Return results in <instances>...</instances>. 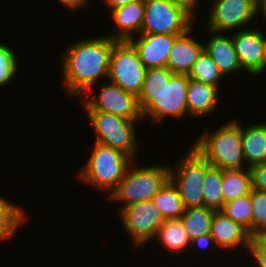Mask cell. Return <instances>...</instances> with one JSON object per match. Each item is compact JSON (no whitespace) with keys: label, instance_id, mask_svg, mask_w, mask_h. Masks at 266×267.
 <instances>
[{"label":"cell","instance_id":"cell-1","mask_svg":"<svg viewBox=\"0 0 266 267\" xmlns=\"http://www.w3.org/2000/svg\"><path fill=\"white\" fill-rule=\"evenodd\" d=\"M116 42L105 34L70 44L60 57L67 96L92 92L99 78L108 77L111 52Z\"/></svg>","mask_w":266,"mask_h":267},{"label":"cell","instance_id":"cell-2","mask_svg":"<svg viewBox=\"0 0 266 267\" xmlns=\"http://www.w3.org/2000/svg\"><path fill=\"white\" fill-rule=\"evenodd\" d=\"M187 74H174L167 67L149 68L138 96L143 118L161 122L165 117L182 118L188 114Z\"/></svg>","mask_w":266,"mask_h":267},{"label":"cell","instance_id":"cell-3","mask_svg":"<svg viewBox=\"0 0 266 267\" xmlns=\"http://www.w3.org/2000/svg\"><path fill=\"white\" fill-rule=\"evenodd\" d=\"M214 131H204L192 144L210 165L222 170L249 168L243 156L241 123L230 120Z\"/></svg>","mask_w":266,"mask_h":267},{"label":"cell","instance_id":"cell-4","mask_svg":"<svg viewBox=\"0 0 266 267\" xmlns=\"http://www.w3.org/2000/svg\"><path fill=\"white\" fill-rule=\"evenodd\" d=\"M87 162L78 170V179L110 194L134 160L115 148L95 142Z\"/></svg>","mask_w":266,"mask_h":267},{"label":"cell","instance_id":"cell-5","mask_svg":"<svg viewBox=\"0 0 266 267\" xmlns=\"http://www.w3.org/2000/svg\"><path fill=\"white\" fill-rule=\"evenodd\" d=\"M134 164L136 163L133 161L117 188L110 196L107 195L108 201L121 202L122 205L118 209H123L132 203L152 200L170 179L171 166L153 164L151 166L138 167Z\"/></svg>","mask_w":266,"mask_h":267},{"label":"cell","instance_id":"cell-6","mask_svg":"<svg viewBox=\"0 0 266 267\" xmlns=\"http://www.w3.org/2000/svg\"><path fill=\"white\" fill-rule=\"evenodd\" d=\"M210 166L191 146L181 160H178L175 168H170V180L177 187L186 208L204 206L203 181Z\"/></svg>","mask_w":266,"mask_h":267},{"label":"cell","instance_id":"cell-7","mask_svg":"<svg viewBox=\"0 0 266 267\" xmlns=\"http://www.w3.org/2000/svg\"><path fill=\"white\" fill-rule=\"evenodd\" d=\"M86 113L97 134L95 142L120 150L136 162L138 143L135 125L138 121L101 111Z\"/></svg>","mask_w":266,"mask_h":267},{"label":"cell","instance_id":"cell-8","mask_svg":"<svg viewBox=\"0 0 266 267\" xmlns=\"http://www.w3.org/2000/svg\"><path fill=\"white\" fill-rule=\"evenodd\" d=\"M141 33L184 34L194 26L195 16L184 6L169 0H144Z\"/></svg>","mask_w":266,"mask_h":267},{"label":"cell","instance_id":"cell-9","mask_svg":"<svg viewBox=\"0 0 266 267\" xmlns=\"http://www.w3.org/2000/svg\"><path fill=\"white\" fill-rule=\"evenodd\" d=\"M146 71L147 68L128 41H117L114 44L110 57L108 80L138 97Z\"/></svg>","mask_w":266,"mask_h":267},{"label":"cell","instance_id":"cell-10","mask_svg":"<svg viewBox=\"0 0 266 267\" xmlns=\"http://www.w3.org/2000/svg\"><path fill=\"white\" fill-rule=\"evenodd\" d=\"M85 92L82 107L85 111H101L121 116L132 121H143L138 97L126 92L113 82L102 83L98 95ZM94 96V97H93Z\"/></svg>","mask_w":266,"mask_h":267},{"label":"cell","instance_id":"cell-11","mask_svg":"<svg viewBox=\"0 0 266 267\" xmlns=\"http://www.w3.org/2000/svg\"><path fill=\"white\" fill-rule=\"evenodd\" d=\"M119 216L126 233L138 247L154 240L165 220L152 200L127 205L119 210Z\"/></svg>","mask_w":266,"mask_h":267},{"label":"cell","instance_id":"cell-12","mask_svg":"<svg viewBox=\"0 0 266 267\" xmlns=\"http://www.w3.org/2000/svg\"><path fill=\"white\" fill-rule=\"evenodd\" d=\"M210 8L206 28L218 33L242 30L258 16L257 0H213Z\"/></svg>","mask_w":266,"mask_h":267},{"label":"cell","instance_id":"cell-13","mask_svg":"<svg viewBox=\"0 0 266 267\" xmlns=\"http://www.w3.org/2000/svg\"><path fill=\"white\" fill-rule=\"evenodd\" d=\"M234 48L245 73L260 75L265 71L264 32L256 28H243L232 34Z\"/></svg>","mask_w":266,"mask_h":267},{"label":"cell","instance_id":"cell-14","mask_svg":"<svg viewBox=\"0 0 266 267\" xmlns=\"http://www.w3.org/2000/svg\"><path fill=\"white\" fill-rule=\"evenodd\" d=\"M179 35L182 34L141 33L128 42L134 47L140 61L147 69L167 67L170 50Z\"/></svg>","mask_w":266,"mask_h":267},{"label":"cell","instance_id":"cell-15","mask_svg":"<svg viewBox=\"0 0 266 267\" xmlns=\"http://www.w3.org/2000/svg\"><path fill=\"white\" fill-rule=\"evenodd\" d=\"M209 234L214 239L215 246L220 247L221 250L226 249V251L229 249L235 251L241 247L240 250L245 248L248 252L252 238L245 227L234 222L221 211H215Z\"/></svg>","mask_w":266,"mask_h":267},{"label":"cell","instance_id":"cell-16","mask_svg":"<svg viewBox=\"0 0 266 267\" xmlns=\"http://www.w3.org/2000/svg\"><path fill=\"white\" fill-rule=\"evenodd\" d=\"M144 10V0H137L111 10V18L118 30L107 36L117 41H128L136 34L140 35L144 20Z\"/></svg>","mask_w":266,"mask_h":267},{"label":"cell","instance_id":"cell-17","mask_svg":"<svg viewBox=\"0 0 266 267\" xmlns=\"http://www.w3.org/2000/svg\"><path fill=\"white\" fill-rule=\"evenodd\" d=\"M191 30L179 35L170 50L167 60V68H169L174 74H189L193 64L197 61L201 52L204 50V44L199 43L196 39L190 36Z\"/></svg>","mask_w":266,"mask_h":267},{"label":"cell","instance_id":"cell-18","mask_svg":"<svg viewBox=\"0 0 266 267\" xmlns=\"http://www.w3.org/2000/svg\"><path fill=\"white\" fill-rule=\"evenodd\" d=\"M206 31L212 36L206 44L204 43V49L212 57L223 76L227 77L230 74L238 73L239 70L244 71L234 48L232 36L207 29Z\"/></svg>","mask_w":266,"mask_h":267},{"label":"cell","instance_id":"cell-19","mask_svg":"<svg viewBox=\"0 0 266 267\" xmlns=\"http://www.w3.org/2000/svg\"><path fill=\"white\" fill-rule=\"evenodd\" d=\"M218 92L219 88L216 86L189 79L187 88L188 117H203L218 108Z\"/></svg>","mask_w":266,"mask_h":267},{"label":"cell","instance_id":"cell-20","mask_svg":"<svg viewBox=\"0 0 266 267\" xmlns=\"http://www.w3.org/2000/svg\"><path fill=\"white\" fill-rule=\"evenodd\" d=\"M243 156L248 167L266 162V122L241 125Z\"/></svg>","mask_w":266,"mask_h":267},{"label":"cell","instance_id":"cell-21","mask_svg":"<svg viewBox=\"0 0 266 267\" xmlns=\"http://www.w3.org/2000/svg\"><path fill=\"white\" fill-rule=\"evenodd\" d=\"M156 237L172 253L180 254L190 247L191 238L187 234L181 219H166L159 227ZM181 251V252H180Z\"/></svg>","mask_w":266,"mask_h":267},{"label":"cell","instance_id":"cell-22","mask_svg":"<svg viewBox=\"0 0 266 267\" xmlns=\"http://www.w3.org/2000/svg\"><path fill=\"white\" fill-rule=\"evenodd\" d=\"M222 194L224 204L228 201L249 195L252 190L249 168L222 170Z\"/></svg>","mask_w":266,"mask_h":267},{"label":"cell","instance_id":"cell-23","mask_svg":"<svg viewBox=\"0 0 266 267\" xmlns=\"http://www.w3.org/2000/svg\"><path fill=\"white\" fill-rule=\"evenodd\" d=\"M152 202L165 220L181 218L186 209L177 187L170 179L152 198Z\"/></svg>","mask_w":266,"mask_h":267},{"label":"cell","instance_id":"cell-24","mask_svg":"<svg viewBox=\"0 0 266 267\" xmlns=\"http://www.w3.org/2000/svg\"><path fill=\"white\" fill-rule=\"evenodd\" d=\"M25 210L0 196V241L11 239L27 221Z\"/></svg>","mask_w":266,"mask_h":267},{"label":"cell","instance_id":"cell-25","mask_svg":"<svg viewBox=\"0 0 266 267\" xmlns=\"http://www.w3.org/2000/svg\"><path fill=\"white\" fill-rule=\"evenodd\" d=\"M215 210L206 206L186 208L181 216L185 231L191 239L199 234L210 233L211 221Z\"/></svg>","mask_w":266,"mask_h":267},{"label":"cell","instance_id":"cell-26","mask_svg":"<svg viewBox=\"0 0 266 267\" xmlns=\"http://www.w3.org/2000/svg\"><path fill=\"white\" fill-rule=\"evenodd\" d=\"M222 169L210 166L206 170L203 181V198L204 206L215 211H220L224 205V197L222 194Z\"/></svg>","mask_w":266,"mask_h":267},{"label":"cell","instance_id":"cell-27","mask_svg":"<svg viewBox=\"0 0 266 267\" xmlns=\"http://www.w3.org/2000/svg\"><path fill=\"white\" fill-rule=\"evenodd\" d=\"M188 77L192 80L211 84L219 88L223 74L219 71L212 57L204 49L193 64Z\"/></svg>","mask_w":266,"mask_h":267},{"label":"cell","instance_id":"cell-28","mask_svg":"<svg viewBox=\"0 0 266 267\" xmlns=\"http://www.w3.org/2000/svg\"><path fill=\"white\" fill-rule=\"evenodd\" d=\"M220 211L234 222L241 224L252 235L251 193L226 202Z\"/></svg>","mask_w":266,"mask_h":267},{"label":"cell","instance_id":"cell-29","mask_svg":"<svg viewBox=\"0 0 266 267\" xmlns=\"http://www.w3.org/2000/svg\"><path fill=\"white\" fill-rule=\"evenodd\" d=\"M252 236L266 235V191L251 190Z\"/></svg>","mask_w":266,"mask_h":267},{"label":"cell","instance_id":"cell-30","mask_svg":"<svg viewBox=\"0 0 266 267\" xmlns=\"http://www.w3.org/2000/svg\"><path fill=\"white\" fill-rule=\"evenodd\" d=\"M18 63L16 52L7 44L0 43V86L15 78L19 69Z\"/></svg>","mask_w":266,"mask_h":267},{"label":"cell","instance_id":"cell-31","mask_svg":"<svg viewBox=\"0 0 266 267\" xmlns=\"http://www.w3.org/2000/svg\"><path fill=\"white\" fill-rule=\"evenodd\" d=\"M248 253L254 258L257 267H266V235L252 236Z\"/></svg>","mask_w":266,"mask_h":267},{"label":"cell","instance_id":"cell-32","mask_svg":"<svg viewBox=\"0 0 266 267\" xmlns=\"http://www.w3.org/2000/svg\"><path fill=\"white\" fill-rule=\"evenodd\" d=\"M252 189L266 191V162L249 167Z\"/></svg>","mask_w":266,"mask_h":267},{"label":"cell","instance_id":"cell-33","mask_svg":"<svg viewBox=\"0 0 266 267\" xmlns=\"http://www.w3.org/2000/svg\"><path fill=\"white\" fill-rule=\"evenodd\" d=\"M213 244L215 246L214 239L211 237V235L209 233H207V234H199L198 236L191 239L190 246H193V247L199 246L202 249L207 247V249H208L209 248L208 246H210V245L213 246Z\"/></svg>","mask_w":266,"mask_h":267},{"label":"cell","instance_id":"cell-34","mask_svg":"<svg viewBox=\"0 0 266 267\" xmlns=\"http://www.w3.org/2000/svg\"><path fill=\"white\" fill-rule=\"evenodd\" d=\"M65 7H68L69 11H77L81 8H85L89 4V0H58Z\"/></svg>","mask_w":266,"mask_h":267},{"label":"cell","instance_id":"cell-35","mask_svg":"<svg viewBox=\"0 0 266 267\" xmlns=\"http://www.w3.org/2000/svg\"><path fill=\"white\" fill-rule=\"evenodd\" d=\"M169 1H172V2H175L177 4L184 6L196 17L197 14H195L196 13L195 9H197V6H198L197 4L199 0H169Z\"/></svg>","mask_w":266,"mask_h":267},{"label":"cell","instance_id":"cell-36","mask_svg":"<svg viewBox=\"0 0 266 267\" xmlns=\"http://www.w3.org/2000/svg\"><path fill=\"white\" fill-rule=\"evenodd\" d=\"M134 1H137V0H104L105 4L110 8L109 11L116 9L118 7L124 6Z\"/></svg>","mask_w":266,"mask_h":267},{"label":"cell","instance_id":"cell-37","mask_svg":"<svg viewBox=\"0 0 266 267\" xmlns=\"http://www.w3.org/2000/svg\"><path fill=\"white\" fill-rule=\"evenodd\" d=\"M258 4V15H262L261 17H264L262 20L266 21V0H257Z\"/></svg>","mask_w":266,"mask_h":267},{"label":"cell","instance_id":"cell-38","mask_svg":"<svg viewBox=\"0 0 266 267\" xmlns=\"http://www.w3.org/2000/svg\"><path fill=\"white\" fill-rule=\"evenodd\" d=\"M266 33H264V45H265V70H266Z\"/></svg>","mask_w":266,"mask_h":267}]
</instances>
